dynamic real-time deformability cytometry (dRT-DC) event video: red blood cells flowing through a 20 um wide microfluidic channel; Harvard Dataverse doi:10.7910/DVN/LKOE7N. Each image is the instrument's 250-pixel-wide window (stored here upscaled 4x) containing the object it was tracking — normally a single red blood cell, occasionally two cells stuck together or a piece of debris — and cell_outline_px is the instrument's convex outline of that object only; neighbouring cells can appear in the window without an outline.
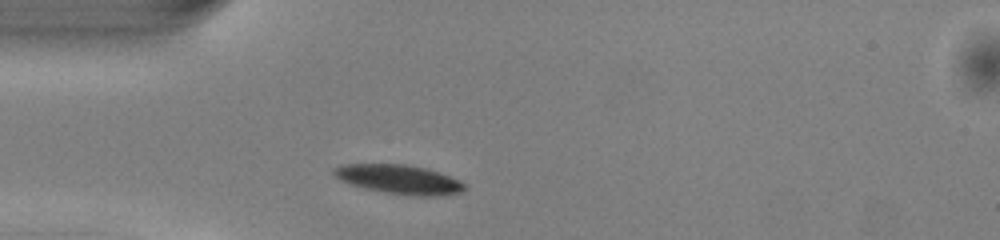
{"species": "common noctule bat (a hibernating species)", "species_latin": "Nyctalus noctula", "temperature_condition": "warm", "stored_images_in_passage": 37, "camera_frame_rate_fps": 3000, "um_per_image_px": 0.085, "animal": {"sex": "male", "body_mass_g": 13.0, "forearm_length_mm": 53.1}, "frame": {"image": 1, "passage_image": 1, "time_ms": 0.0, "image_size_px": [1000, 240], "cell_outline_px": [[468, 188], [460, 192], [436, 196], [412, 196], [384, 192], [364, 188], [340, 180], [332, 172], [332, 168], [344, 164], [404, 164], [424, 168], [460, 180], [468, 184]], "centroid_in_image_um": [33.94, 15.25], "position_along_channel_um": 51.1, "area_um2": 22.14}}
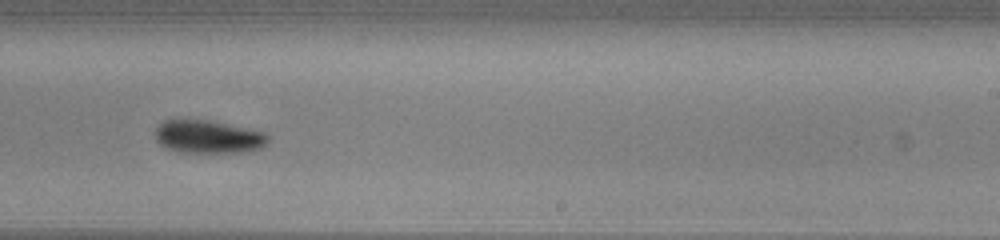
{"frame": {"image": 2, "passage_image": 18, "time_ms": 5.667, "image_size_px": [1000, 240], "cell_outline_px": [[268, 144], [260, 148], [244, 152], [180, 152], [164, 148], [156, 140], [156, 128], [164, 120], [212, 120], [264, 132], [268, 136]], "centroid_in_image_um": [17.7, 11.63], "position_along_channel_um": 271.3, "area_um2": 21.73}}
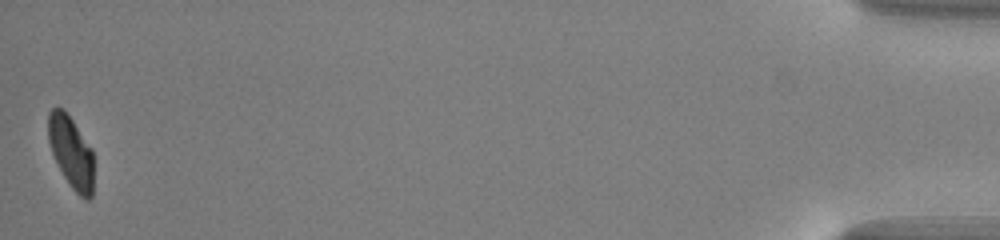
{"frame": {"image": 3, "passage_image": 37, "time_ms": 12.0, "image_size_px": [1000, 240], "cell_outline_px": [[92, 196], [88, 200], [84, 200], [72, 188], [64, 176], [52, 152], [48, 140], [48, 112], [52, 108], [64, 108], [92, 148]], "centroid_in_image_um": [6.04, 12.9], "position_along_channel_um": 429.2, "area_um2": 18.84}, "authors_computed_cell_mechanics": {"area_um2": 21.8484, "velocity_mm_per_s": 4.0688, "shape_relaxation_time_tau1_ms": 1.7028, "shape_relaxation_time_tau2_ms": null, "deformation_change_tau1": 0.1038, "deformation_change_tau2": null}}